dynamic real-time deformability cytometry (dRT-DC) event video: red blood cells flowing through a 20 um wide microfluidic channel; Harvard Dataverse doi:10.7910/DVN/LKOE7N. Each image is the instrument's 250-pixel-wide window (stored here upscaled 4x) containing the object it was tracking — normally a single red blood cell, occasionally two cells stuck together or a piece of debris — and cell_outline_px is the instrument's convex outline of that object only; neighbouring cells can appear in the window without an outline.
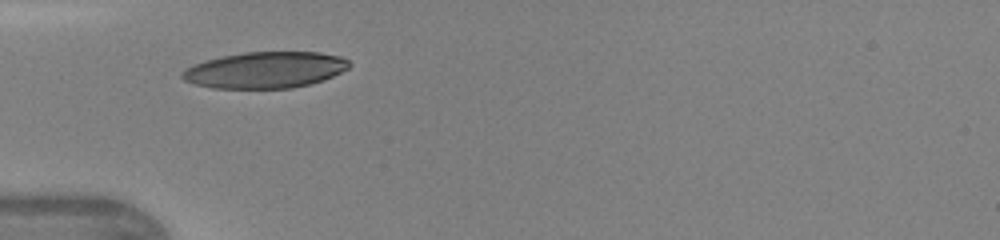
{"species": "human", "species_latin": "Homo sapiens", "temperature_condition": "warm", "stored_images_in_passage": 32, "camera_frame_rate_fps": 3000, "um_per_image_px": 0.085, "donor": {"sex": "female"}, "frame": {"image": 1, "passage_image": 1, "time_ms": 0.0, "image_size_px": [1000, 240], "cell_outline_px": [[352, 64], [348, 68], [324, 80], [292, 88], [212, 88], [192, 84], [184, 80], [180, 76], [180, 72], [184, 68], [204, 60], [244, 52], [320, 52], [340, 56], [348, 60]], "centroid_in_image_um": [22.5, 5.95], "position_along_channel_um": 62.5, "area_um2": 35.49}}
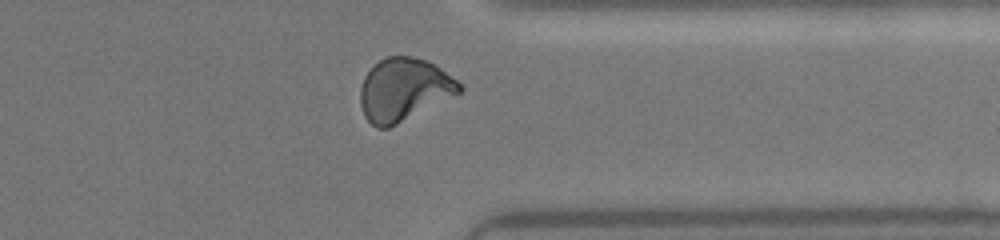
{"frame": {"image": 2, "passage_image": 23, "time_ms": 7.333, "image_size_px": [1000, 240], "cell_outline_px": [[464, 88], [460, 92], [388, 128], [376, 128], [364, 116], [360, 104], [360, 88], [364, 76], [380, 60], [388, 56], [412, 56], [428, 60], [436, 64], [456, 80]], "centroid_in_image_um": [34.3, 7.6], "position_along_channel_um": 377.1, "area_um2": 35.84}, "authors_computed_cell_mechanics": {"area_um2": 34.969, "velocity_mm_per_s": 4.36, "shape_relaxation_time_tau1_ms": 4.9955, "shape_relaxation_time_tau2_ms": 1.2459, "deformation_change_tau1": 0.1911, "deformation_change_tau2": 0.0705}}